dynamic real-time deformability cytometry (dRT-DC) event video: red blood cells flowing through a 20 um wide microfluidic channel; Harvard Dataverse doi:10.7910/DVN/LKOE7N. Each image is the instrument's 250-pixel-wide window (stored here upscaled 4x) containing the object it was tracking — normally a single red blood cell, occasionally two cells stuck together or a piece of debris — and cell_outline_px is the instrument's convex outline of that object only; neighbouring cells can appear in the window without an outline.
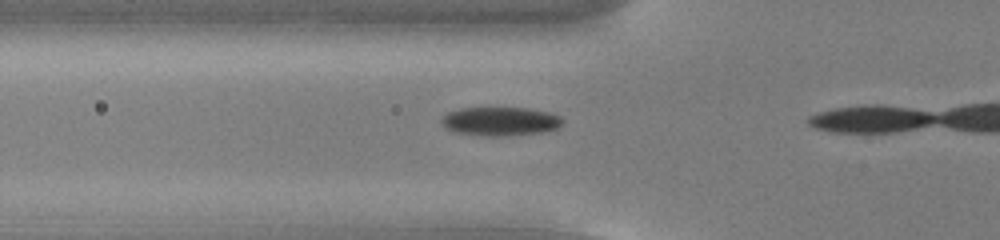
{"species": "common noctule bat (a hibernating species)", "species_latin": "Nyctalus noctula", "temperature_condition": "cold", "stored_images_in_passage": 16, "camera_frame_rate_fps": 3000, "um_per_image_px": 0.085, "animal": {"sex": "male", "body_mass_g": 13.0, "forearm_length_mm": 53.1}, "frame": {"image": 1, "passage_image": 14, "time_ms": 4.333, "image_size_px": [1000, 240], "cell_outline_px": [[564, 120], [556, 128], [540, 132], [508, 136], [488, 136], [456, 132], [448, 128], [440, 120], [448, 112], [460, 108], [528, 108], [548, 112], [560, 116]], "centroid_in_image_um": [42.54, 10.31], "position_along_channel_um": 83.3, "area_um2": 20.0}}